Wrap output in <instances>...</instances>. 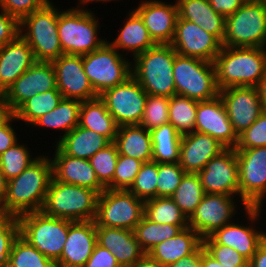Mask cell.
<instances>
[{
    "label": "cell",
    "instance_id": "cell-1",
    "mask_svg": "<svg viewBox=\"0 0 266 267\" xmlns=\"http://www.w3.org/2000/svg\"><path fill=\"white\" fill-rule=\"evenodd\" d=\"M52 177V161L35 158L19 176L8 181L3 214L18 217L41 211Z\"/></svg>",
    "mask_w": 266,
    "mask_h": 267
},
{
    "label": "cell",
    "instance_id": "cell-2",
    "mask_svg": "<svg viewBox=\"0 0 266 267\" xmlns=\"http://www.w3.org/2000/svg\"><path fill=\"white\" fill-rule=\"evenodd\" d=\"M260 47H224L214 60L219 90L256 87L266 69V51Z\"/></svg>",
    "mask_w": 266,
    "mask_h": 267
},
{
    "label": "cell",
    "instance_id": "cell-3",
    "mask_svg": "<svg viewBox=\"0 0 266 267\" xmlns=\"http://www.w3.org/2000/svg\"><path fill=\"white\" fill-rule=\"evenodd\" d=\"M176 51L171 44H156L137 55L132 76L147 94L170 98L176 94L173 65Z\"/></svg>",
    "mask_w": 266,
    "mask_h": 267
},
{
    "label": "cell",
    "instance_id": "cell-4",
    "mask_svg": "<svg viewBox=\"0 0 266 267\" xmlns=\"http://www.w3.org/2000/svg\"><path fill=\"white\" fill-rule=\"evenodd\" d=\"M98 196L92 189L58 182L52 177L41 211L71 221H92L96 216Z\"/></svg>",
    "mask_w": 266,
    "mask_h": 267
},
{
    "label": "cell",
    "instance_id": "cell-5",
    "mask_svg": "<svg viewBox=\"0 0 266 267\" xmlns=\"http://www.w3.org/2000/svg\"><path fill=\"white\" fill-rule=\"evenodd\" d=\"M266 43V0H247L226 17L224 47H260Z\"/></svg>",
    "mask_w": 266,
    "mask_h": 267
},
{
    "label": "cell",
    "instance_id": "cell-6",
    "mask_svg": "<svg viewBox=\"0 0 266 267\" xmlns=\"http://www.w3.org/2000/svg\"><path fill=\"white\" fill-rule=\"evenodd\" d=\"M20 235L40 253L56 262L62 254L69 229V220L28 212L17 217Z\"/></svg>",
    "mask_w": 266,
    "mask_h": 267
},
{
    "label": "cell",
    "instance_id": "cell-7",
    "mask_svg": "<svg viewBox=\"0 0 266 267\" xmlns=\"http://www.w3.org/2000/svg\"><path fill=\"white\" fill-rule=\"evenodd\" d=\"M176 94L197 101H207L219 95L214 62L176 53L173 65Z\"/></svg>",
    "mask_w": 266,
    "mask_h": 267
},
{
    "label": "cell",
    "instance_id": "cell-8",
    "mask_svg": "<svg viewBox=\"0 0 266 267\" xmlns=\"http://www.w3.org/2000/svg\"><path fill=\"white\" fill-rule=\"evenodd\" d=\"M52 4L34 11L19 21L28 32L20 36L31 47L36 62H52L63 55L58 35L59 12Z\"/></svg>",
    "mask_w": 266,
    "mask_h": 267
},
{
    "label": "cell",
    "instance_id": "cell-9",
    "mask_svg": "<svg viewBox=\"0 0 266 267\" xmlns=\"http://www.w3.org/2000/svg\"><path fill=\"white\" fill-rule=\"evenodd\" d=\"M239 164V194L250 219L259 216L266 193V146L236 150Z\"/></svg>",
    "mask_w": 266,
    "mask_h": 267
},
{
    "label": "cell",
    "instance_id": "cell-10",
    "mask_svg": "<svg viewBox=\"0 0 266 267\" xmlns=\"http://www.w3.org/2000/svg\"><path fill=\"white\" fill-rule=\"evenodd\" d=\"M57 29L63 54L85 55L106 42L96 38L97 22L87 10L72 9L59 13Z\"/></svg>",
    "mask_w": 266,
    "mask_h": 267
},
{
    "label": "cell",
    "instance_id": "cell-11",
    "mask_svg": "<svg viewBox=\"0 0 266 267\" xmlns=\"http://www.w3.org/2000/svg\"><path fill=\"white\" fill-rule=\"evenodd\" d=\"M144 216V201L128 190L105 189L98 196L96 226L134 230Z\"/></svg>",
    "mask_w": 266,
    "mask_h": 267
},
{
    "label": "cell",
    "instance_id": "cell-12",
    "mask_svg": "<svg viewBox=\"0 0 266 267\" xmlns=\"http://www.w3.org/2000/svg\"><path fill=\"white\" fill-rule=\"evenodd\" d=\"M82 57L84 72L98 96L132 76L130 63L121 58V55L108 42Z\"/></svg>",
    "mask_w": 266,
    "mask_h": 267
},
{
    "label": "cell",
    "instance_id": "cell-13",
    "mask_svg": "<svg viewBox=\"0 0 266 267\" xmlns=\"http://www.w3.org/2000/svg\"><path fill=\"white\" fill-rule=\"evenodd\" d=\"M148 94L131 76L125 82L105 90L99 98L118 126L140 125Z\"/></svg>",
    "mask_w": 266,
    "mask_h": 267
},
{
    "label": "cell",
    "instance_id": "cell-14",
    "mask_svg": "<svg viewBox=\"0 0 266 267\" xmlns=\"http://www.w3.org/2000/svg\"><path fill=\"white\" fill-rule=\"evenodd\" d=\"M204 192L232 195L239 193V164L235 148H226L197 173Z\"/></svg>",
    "mask_w": 266,
    "mask_h": 267
},
{
    "label": "cell",
    "instance_id": "cell-15",
    "mask_svg": "<svg viewBox=\"0 0 266 267\" xmlns=\"http://www.w3.org/2000/svg\"><path fill=\"white\" fill-rule=\"evenodd\" d=\"M177 54L214 62L222 43L193 22L178 17L171 43Z\"/></svg>",
    "mask_w": 266,
    "mask_h": 267
},
{
    "label": "cell",
    "instance_id": "cell-16",
    "mask_svg": "<svg viewBox=\"0 0 266 267\" xmlns=\"http://www.w3.org/2000/svg\"><path fill=\"white\" fill-rule=\"evenodd\" d=\"M51 63L63 98L88 101L99 97L84 72L82 55L63 54Z\"/></svg>",
    "mask_w": 266,
    "mask_h": 267
},
{
    "label": "cell",
    "instance_id": "cell-17",
    "mask_svg": "<svg viewBox=\"0 0 266 267\" xmlns=\"http://www.w3.org/2000/svg\"><path fill=\"white\" fill-rule=\"evenodd\" d=\"M219 96L237 135L248 129L262 113L256 87H229L219 90Z\"/></svg>",
    "mask_w": 266,
    "mask_h": 267
},
{
    "label": "cell",
    "instance_id": "cell-18",
    "mask_svg": "<svg viewBox=\"0 0 266 267\" xmlns=\"http://www.w3.org/2000/svg\"><path fill=\"white\" fill-rule=\"evenodd\" d=\"M57 89L56 73L51 62H35L3 93L16 111L34 95Z\"/></svg>",
    "mask_w": 266,
    "mask_h": 267
},
{
    "label": "cell",
    "instance_id": "cell-19",
    "mask_svg": "<svg viewBox=\"0 0 266 267\" xmlns=\"http://www.w3.org/2000/svg\"><path fill=\"white\" fill-rule=\"evenodd\" d=\"M195 131L213 137L226 148H235L238 142V135L219 95L211 100L198 101Z\"/></svg>",
    "mask_w": 266,
    "mask_h": 267
},
{
    "label": "cell",
    "instance_id": "cell-20",
    "mask_svg": "<svg viewBox=\"0 0 266 267\" xmlns=\"http://www.w3.org/2000/svg\"><path fill=\"white\" fill-rule=\"evenodd\" d=\"M234 209L231 195L205 193L195 212L188 219V226L204 239L229 224Z\"/></svg>",
    "mask_w": 266,
    "mask_h": 267
},
{
    "label": "cell",
    "instance_id": "cell-21",
    "mask_svg": "<svg viewBox=\"0 0 266 267\" xmlns=\"http://www.w3.org/2000/svg\"><path fill=\"white\" fill-rule=\"evenodd\" d=\"M97 244L96 225L92 221L69 220L68 235L56 267H83Z\"/></svg>",
    "mask_w": 266,
    "mask_h": 267
},
{
    "label": "cell",
    "instance_id": "cell-22",
    "mask_svg": "<svg viewBox=\"0 0 266 267\" xmlns=\"http://www.w3.org/2000/svg\"><path fill=\"white\" fill-rule=\"evenodd\" d=\"M135 12L141 17L156 44H171L175 36L178 6L158 1H145Z\"/></svg>",
    "mask_w": 266,
    "mask_h": 267
},
{
    "label": "cell",
    "instance_id": "cell-23",
    "mask_svg": "<svg viewBox=\"0 0 266 267\" xmlns=\"http://www.w3.org/2000/svg\"><path fill=\"white\" fill-rule=\"evenodd\" d=\"M226 147L213 137L194 131L182 135L179 165L186 173H198Z\"/></svg>",
    "mask_w": 266,
    "mask_h": 267
},
{
    "label": "cell",
    "instance_id": "cell-24",
    "mask_svg": "<svg viewBox=\"0 0 266 267\" xmlns=\"http://www.w3.org/2000/svg\"><path fill=\"white\" fill-rule=\"evenodd\" d=\"M96 234L97 244L108 249L120 267H134L146 256L132 230L96 226Z\"/></svg>",
    "mask_w": 266,
    "mask_h": 267
},
{
    "label": "cell",
    "instance_id": "cell-25",
    "mask_svg": "<svg viewBox=\"0 0 266 267\" xmlns=\"http://www.w3.org/2000/svg\"><path fill=\"white\" fill-rule=\"evenodd\" d=\"M52 161V175L58 182L86 187L101 194L106 188L99 182L89 160L66 155L58 146Z\"/></svg>",
    "mask_w": 266,
    "mask_h": 267
},
{
    "label": "cell",
    "instance_id": "cell-26",
    "mask_svg": "<svg viewBox=\"0 0 266 267\" xmlns=\"http://www.w3.org/2000/svg\"><path fill=\"white\" fill-rule=\"evenodd\" d=\"M35 62L31 47L20 35L0 46V93H4Z\"/></svg>",
    "mask_w": 266,
    "mask_h": 267
},
{
    "label": "cell",
    "instance_id": "cell-27",
    "mask_svg": "<svg viewBox=\"0 0 266 267\" xmlns=\"http://www.w3.org/2000/svg\"><path fill=\"white\" fill-rule=\"evenodd\" d=\"M202 245V238L191 227L183 228L171 239L155 245L146 255L165 267L194 253Z\"/></svg>",
    "mask_w": 266,
    "mask_h": 267
},
{
    "label": "cell",
    "instance_id": "cell-28",
    "mask_svg": "<svg viewBox=\"0 0 266 267\" xmlns=\"http://www.w3.org/2000/svg\"><path fill=\"white\" fill-rule=\"evenodd\" d=\"M176 3L179 18L195 23L222 43L226 18L216 13L208 0H178Z\"/></svg>",
    "mask_w": 266,
    "mask_h": 267
},
{
    "label": "cell",
    "instance_id": "cell-29",
    "mask_svg": "<svg viewBox=\"0 0 266 267\" xmlns=\"http://www.w3.org/2000/svg\"><path fill=\"white\" fill-rule=\"evenodd\" d=\"M210 237L217 244L234 248L250 261L258 247L264 242L266 233L230 223L217 229Z\"/></svg>",
    "mask_w": 266,
    "mask_h": 267
},
{
    "label": "cell",
    "instance_id": "cell-30",
    "mask_svg": "<svg viewBox=\"0 0 266 267\" xmlns=\"http://www.w3.org/2000/svg\"><path fill=\"white\" fill-rule=\"evenodd\" d=\"M112 142L105 136L81 126H76L63 135L57 146L66 154L75 158L89 160L99 150Z\"/></svg>",
    "mask_w": 266,
    "mask_h": 267
},
{
    "label": "cell",
    "instance_id": "cell-31",
    "mask_svg": "<svg viewBox=\"0 0 266 267\" xmlns=\"http://www.w3.org/2000/svg\"><path fill=\"white\" fill-rule=\"evenodd\" d=\"M114 143L119 155L139 161H152V140L150 131L141 125H123L118 127Z\"/></svg>",
    "mask_w": 266,
    "mask_h": 267
},
{
    "label": "cell",
    "instance_id": "cell-32",
    "mask_svg": "<svg viewBox=\"0 0 266 267\" xmlns=\"http://www.w3.org/2000/svg\"><path fill=\"white\" fill-rule=\"evenodd\" d=\"M78 126L101 134L111 142L115 141L119 127L108 112L105 103L99 97L93 100L82 101Z\"/></svg>",
    "mask_w": 266,
    "mask_h": 267
},
{
    "label": "cell",
    "instance_id": "cell-33",
    "mask_svg": "<svg viewBox=\"0 0 266 267\" xmlns=\"http://www.w3.org/2000/svg\"><path fill=\"white\" fill-rule=\"evenodd\" d=\"M111 45L115 49L124 48L134 51L135 58L137 55L155 46L156 43L149 35L141 17L135 11H132L124 28Z\"/></svg>",
    "mask_w": 266,
    "mask_h": 267
},
{
    "label": "cell",
    "instance_id": "cell-34",
    "mask_svg": "<svg viewBox=\"0 0 266 267\" xmlns=\"http://www.w3.org/2000/svg\"><path fill=\"white\" fill-rule=\"evenodd\" d=\"M152 140V161L157 163H178L182 135L170 124L150 130Z\"/></svg>",
    "mask_w": 266,
    "mask_h": 267
},
{
    "label": "cell",
    "instance_id": "cell-35",
    "mask_svg": "<svg viewBox=\"0 0 266 267\" xmlns=\"http://www.w3.org/2000/svg\"><path fill=\"white\" fill-rule=\"evenodd\" d=\"M82 101L77 99H65L47 114L37 119L33 124L65 130L68 134L79 123V111Z\"/></svg>",
    "mask_w": 266,
    "mask_h": 267
},
{
    "label": "cell",
    "instance_id": "cell-36",
    "mask_svg": "<svg viewBox=\"0 0 266 267\" xmlns=\"http://www.w3.org/2000/svg\"><path fill=\"white\" fill-rule=\"evenodd\" d=\"M187 226L155 223L144 215L133 232L141 249L147 254L155 245L171 239Z\"/></svg>",
    "mask_w": 266,
    "mask_h": 267
},
{
    "label": "cell",
    "instance_id": "cell-37",
    "mask_svg": "<svg viewBox=\"0 0 266 267\" xmlns=\"http://www.w3.org/2000/svg\"><path fill=\"white\" fill-rule=\"evenodd\" d=\"M197 106V100L182 95L169 98V123L180 135L195 131Z\"/></svg>",
    "mask_w": 266,
    "mask_h": 267
},
{
    "label": "cell",
    "instance_id": "cell-38",
    "mask_svg": "<svg viewBox=\"0 0 266 267\" xmlns=\"http://www.w3.org/2000/svg\"><path fill=\"white\" fill-rule=\"evenodd\" d=\"M144 215L155 223L188 225V218L171 197H156L144 201Z\"/></svg>",
    "mask_w": 266,
    "mask_h": 267
},
{
    "label": "cell",
    "instance_id": "cell-39",
    "mask_svg": "<svg viewBox=\"0 0 266 267\" xmlns=\"http://www.w3.org/2000/svg\"><path fill=\"white\" fill-rule=\"evenodd\" d=\"M63 96L58 89L41 92L26 100L16 111L15 117L33 123L44 114L49 113L61 102Z\"/></svg>",
    "mask_w": 266,
    "mask_h": 267
},
{
    "label": "cell",
    "instance_id": "cell-40",
    "mask_svg": "<svg viewBox=\"0 0 266 267\" xmlns=\"http://www.w3.org/2000/svg\"><path fill=\"white\" fill-rule=\"evenodd\" d=\"M205 195L197 173H186L171 198L189 219Z\"/></svg>",
    "mask_w": 266,
    "mask_h": 267
},
{
    "label": "cell",
    "instance_id": "cell-41",
    "mask_svg": "<svg viewBox=\"0 0 266 267\" xmlns=\"http://www.w3.org/2000/svg\"><path fill=\"white\" fill-rule=\"evenodd\" d=\"M7 267H56V264L19 234L13 243Z\"/></svg>",
    "mask_w": 266,
    "mask_h": 267
},
{
    "label": "cell",
    "instance_id": "cell-42",
    "mask_svg": "<svg viewBox=\"0 0 266 267\" xmlns=\"http://www.w3.org/2000/svg\"><path fill=\"white\" fill-rule=\"evenodd\" d=\"M119 153L117 145L112 142L99 150L90 159V165L96 172L99 182L106 188L112 189L113 175L117 165Z\"/></svg>",
    "mask_w": 266,
    "mask_h": 267
},
{
    "label": "cell",
    "instance_id": "cell-43",
    "mask_svg": "<svg viewBox=\"0 0 266 267\" xmlns=\"http://www.w3.org/2000/svg\"><path fill=\"white\" fill-rule=\"evenodd\" d=\"M157 179L158 163L155 161L144 162L128 191L143 201L156 198Z\"/></svg>",
    "mask_w": 266,
    "mask_h": 267
},
{
    "label": "cell",
    "instance_id": "cell-44",
    "mask_svg": "<svg viewBox=\"0 0 266 267\" xmlns=\"http://www.w3.org/2000/svg\"><path fill=\"white\" fill-rule=\"evenodd\" d=\"M34 161L23 145L15 143L0 155V169L9 181L19 176Z\"/></svg>",
    "mask_w": 266,
    "mask_h": 267
},
{
    "label": "cell",
    "instance_id": "cell-45",
    "mask_svg": "<svg viewBox=\"0 0 266 267\" xmlns=\"http://www.w3.org/2000/svg\"><path fill=\"white\" fill-rule=\"evenodd\" d=\"M169 123V98L148 94L140 125L147 130Z\"/></svg>",
    "mask_w": 266,
    "mask_h": 267
},
{
    "label": "cell",
    "instance_id": "cell-46",
    "mask_svg": "<svg viewBox=\"0 0 266 267\" xmlns=\"http://www.w3.org/2000/svg\"><path fill=\"white\" fill-rule=\"evenodd\" d=\"M185 174L179 163H158L157 197H171Z\"/></svg>",
    "mask_w": 266,
    "mask_h": 267
},
{
    "label": "cell",
    "instance_id": "cell-47",
    "mask_svg": "<svg viewBox=\"0 0 266 267\" xmlns=\"http://www.w3.org/2000/svg\"><path fill=\"white\" fill-rule=\"evenodd\" d=\"M205 251L227 267H249V261L234 248L217 244L210 236L202 239Z\"/></svg>",
    "mask_w": 266,
    "mask_h": 267
},
{
    "label": "cell",
    "instance_id": "cell-48",
    "mask_svg": "<svg viewBox=\"0 0 266 267\" xmlns=\"http://www.w3.org/2000/svg\"><path fill=\"white\" fill-rule=\"evenodd\" d=\"M143 162L119 155L112 180V190H128L135 180Z\"/></svg>",
    "mask_w": 266,
    "mask_h": 267
},
{
    "label": "cell",
    "instance_id": "cell-49",
    "mask_svg": "<svg viewBox=\"0 0 266 267\" xmlns=\"http://www.w3.org/2000/svg\"><path fill=\"white\" fill-rule=\"evenodd\" d=\"M20 234L16 216L3 215L0 218V267H7L14 241Z\"/></svg>",
    "mask_w": 266,
    "mask_h": 267
},
{
    "label": "cell",
    "instance_id": "cell-50",
    "mask_svg": "<svg viewBox=\"0 0 266 267\" xmlns=\"http://www.w3.org/2000/svg\"><path fill=\"white\" fill-rule=\"evenodd\" d=\"M266 146V113H261L257 120L241 134L235 150Z\"/></svg>",
    "mask_w": 266,
    "mask_h": 267
},
{
    "label": "cell",
    "instance_id": "cell-51",
    "mask_svg": "<svg viewBox=\"0 0 266 267\" xmlns=\"http://www.w3.org/2000/svg\"><path fill=\"white\" fill-rule=\"evenodd\" d=\"M48 5H50L48 0H0L2 10L19 21L23 17Z\"/></svg>",
    "mask_w": 266,
    "mask_h": 267
},
{
    "label": "cell",
    "instance_id": "cell-52",
    "mask_svg": "<svg viewBox=\"0 0 266 267\" xmlns=\"http://www.w3.org/2000/svg\"><path fill=\"white\" fill-rule=\"evenodd\" d=\"M19 35V20L3 10L0 14V46L14 41Z\"/></svg>",
    "mask_w": 266,
    "mask_h": 267
},
{
    "label": "cell",
    "instance_id": "cell-53",
    "mask_svg": "<svg viewBox=\"0 0 266 267\" xmlns=\"http://www.w3.org/2000/svg\"><path fill=\"white\" fill-rule=\"evenodd\" d=\"M83 267H120V265L108 249L96 244L93 253Z\"/></svg>",
    "mask_w": 266,
    "mask_h": 267
},
{
    "label": "cell",
    "instance_id": "cell-54",
    "mask_svg": "<svg viewBox=\"0 0 266 267\" xmlns=\"http://www.w3.org/2000/svg\"><path fill=\"white\" fill-rule=\"evenodd\" d=\"M247 0H208L212 9L225 18L234 14Z\"/></svg>",
    "mask_w": 266,
    "mask_h": 267
},
{
    "label": "cell",
    "instance_id": "cell-55",
    "mask_svg": "<svg viewBox=\"0 0 266 267\" xmlns=\"http://www.w3.org/2000/svg\"><path fill=\"white\" fill-rule=\"evenodd\" d=\"M16 135L9 124V122L6 125H3L0 127V155L4 153L8 148L13 146L16 141Z\"/></svg>",
    "mask_w": 266,
    "mask_h": 267
},
{
    "label": "cell",
    "instance_id": "cell-56",
    "mask_svg": "<svg viewBox=\"0 0 266 267\" xmlns=\"http://www.w3.org/2000/svg\"><path fill=\"white\" fill-rule=\"evenodd\" d=\"M12 119H16L15 111L12 109L10 103L6 100L5 95L0 93V127L6 125Z\"/></svg>",
    "mask_w": 266,
    "mask_h": 267
},
{
    "label": "cell",
    "instance_id": "cell-57",
    "mask_svg": "<svg viewBox=\"0 0 266 267\" xmlns=\"http://www.w3.org/2000/svg\"><path fill=\"white\" fill-rule=\"evenodd\" d=\"M168 267H201V246L191 255L181 258Z\"/></svg>",
    "mask_w": 266,
    "mask_h": 267
},
{
    "label": "cell",
    "instance_id": "cell-58",
    "mask_svg": "<svg viewBox=\"0 0 266 267\" xmlns=\"http://www.w3.org/2000/svg\"><path fill=\"white\" fill-rule=\"evenodd\" d=\"M249 267H266V241L258 247L249 261Z\"/></svg>",
    "mask_w": 266,
    "mask_h": 267
},
{
    "label": "cell",
    "instance_id": "cell-59",
    "mask_svg": "<svg viewBox=\"0 0 266 267\" xmlns=\"http://www.w3.org/2000/svg\"><path fill=\"white\" fill-rule=\"evenodd\" d=\"M256 88L260 95L261 111L266 113V69Z\"/></svg>",
    "mask_w": 266,
    "mask_h": 267
},
{
    "label": "cell",
    "instance_id": "cell-60",
    "mask_svg": "<svg viewBox=\"0 0 266 267\" xmlns=\"http://www.w3.org/2000/svg\"><path fill=\"white\" fill-rule=\"evenodd\" d=\"M201 267H227L221 265L217 260H215L211 255H209L203 245H201Z\"/></svg>",
    "mask_w": 266,
    "mask_h": 267
},
{
    "label": "cell",
    "instance_id": "cell-61",
    "mask_svg": "<svg viewBox=\"0 0 266 267\" xmlns=\"http://www.w3.org/2000/svg\"><path fill=\"white\" fill-rule=\"evenodd\" d=\"M8 180L0 169V211L3 212V203L7 193Z\"/></svg>",
    "mask_w": 266,
    "mask_h": 267
},
{
    "label": "cell",
    "instance_id": "cell-62",
    "mask_svg": "<svg viewBox=\"0 0 266 267\" xmlns=\"http://www.w3.org/2000/svg\"><path fill=\"white\" fill-rule=\"evenodd\" d=\"M134 267H165L157 262L152 261L147 255Z\"/></svg>",
    "mask_w": 266,
    "mask_h": 267
},
{
    "label": "cell",
    "instance_id": "cell-63",
    "mask_svg": "<svg viewBox=\"0 0 266 267\" xmlns=\"http://www.w3.org/2000/svg\"><path fill=\"white\" fill-rule=\"evenodd\" d=\"M89 1H95V0H81L82 3H86V2H89ZM98 1V0H96ZM99 1H108V0H99Z\"/></svg>",
    "mask_w": 266,
    "mask_h": 267
}]
</instances>
